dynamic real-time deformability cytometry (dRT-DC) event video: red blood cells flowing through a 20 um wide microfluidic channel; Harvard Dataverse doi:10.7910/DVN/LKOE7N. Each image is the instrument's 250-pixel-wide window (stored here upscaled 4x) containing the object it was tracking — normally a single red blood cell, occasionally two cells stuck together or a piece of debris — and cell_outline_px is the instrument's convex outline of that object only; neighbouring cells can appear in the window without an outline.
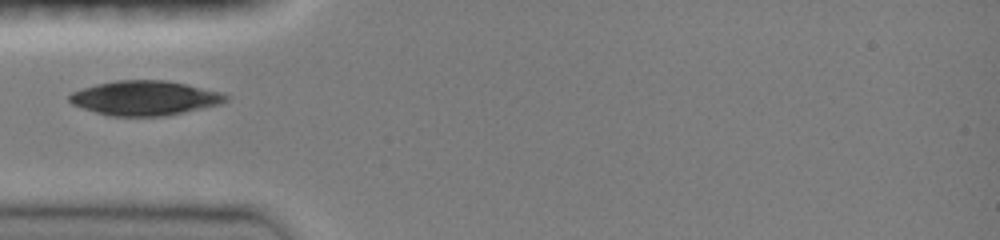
{"species": "common noctule bat (a hibernating species)", "species_latin": "Nyctalus noctula", "temperature_condition": "room temperature", "stored_images_in_passage": 38, "camera_frame_rate_fps": 3000, "um_per_image_px": 0.085, "animal": {"sex": "female", "body_mass_g": 19.0, "forearm_length_mm": 51.5}, "frame": {"image": 1, "passage_image": 1, "time_ms": 0.0, "image_size_px": [1000, 240], "cell_outline_px": [[232, 96], [228, 100], [220, 104], [184, 112], [164, 116], [112, 116], [96, 112], [72, 104], [68, 100], [68, 96], [72, 92], [96, 84], [116, 80], [164, 80], [184, 84], [220, 92]], "centroid_in_image_um": [12.31, 8.33], "position_along_channel_um": 72.7, "area_um2": 31.27}}
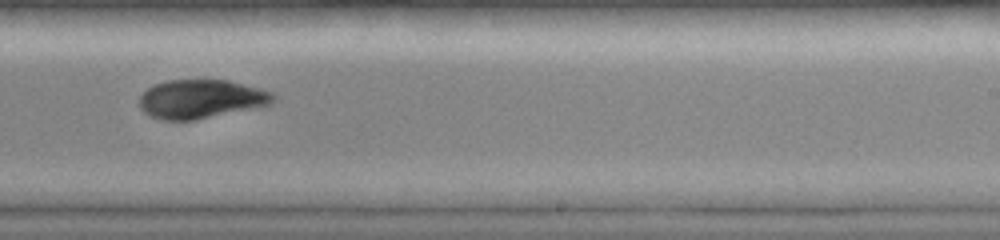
{"frame": {"image": 2, "passage_image": 21, "time_ms": 5.0, "image_size_px": [1000, 240], "cell_outline_px": [[276, 100], [272, 104], [196, 120], [164, 120], [152, 116], [144, 112], [140, 108], [140, 96], [148, 88], [156, 84], [168, 80], [228, 80], [260, 88], [272, 92], [276, 96]], "centroid_in_image_um": [17.12, 8.41], "position_along_channel_um": 271.9, "area_um2": 30.17}}
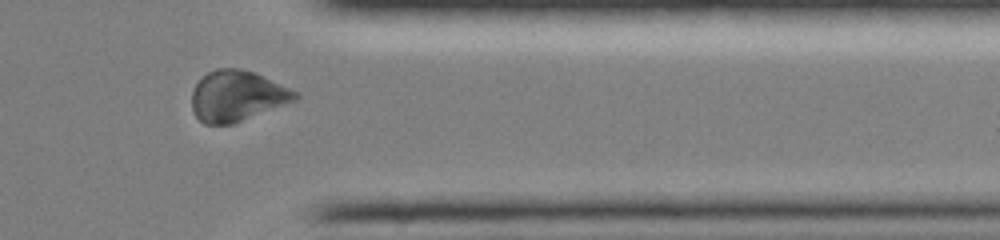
{"frame": {"image": 3, "passage_image": 33, "time_ms": 8.0, "image_size_px": [1000, 240], "cell_outline_px": [[300, 96], [296, 100], [236, 124], [204, 124], [196, 116], [192, 108], [192, 92], [196, 84], [208, 72], [216, 68], [240, 68], [252, 72], [300, 92]], "centroid_in_image_um": [20.17, 8.17], "position_along_channel_um": 391.2, "area_um2": 30.58}}